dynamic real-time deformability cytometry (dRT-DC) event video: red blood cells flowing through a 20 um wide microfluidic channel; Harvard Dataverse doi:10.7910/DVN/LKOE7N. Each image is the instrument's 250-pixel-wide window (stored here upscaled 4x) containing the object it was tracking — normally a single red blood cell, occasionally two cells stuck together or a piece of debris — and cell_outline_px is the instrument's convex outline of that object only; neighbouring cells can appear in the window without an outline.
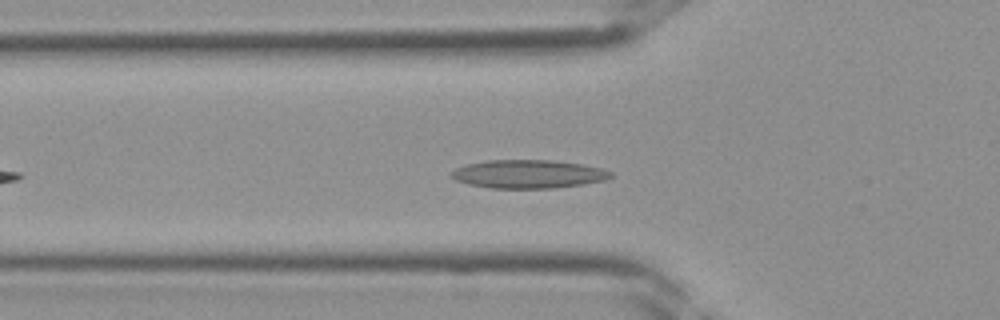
{"species": "Egyptian fruit bat (a non-hibernating species)", "species_latin": "Rousettus aegyptiacus", "temperature_condition": "room temperature", "stored_images_in_passage": 29, "camera_frame_rate_fps": 3000, "um_per_image_px": 0.085, "frame": {"image": 1, "passage_image": 6, "time_ms": 1.667, "image_size_px": [1000, 320], "cell_outline_px": [[612, 176], [604, 180], [584, 184], [552, 188], [492, 188], [468, 184], [456, 180], [448, 176], [456, 168], [468, 164], [488, 160], [552, 160], [580, 164], [600, 168], [612, 172]], "centroid_in_image_um": [44.88, 14.79], "position_along_channel_um": 80.9, "area_um2": 26.18}}
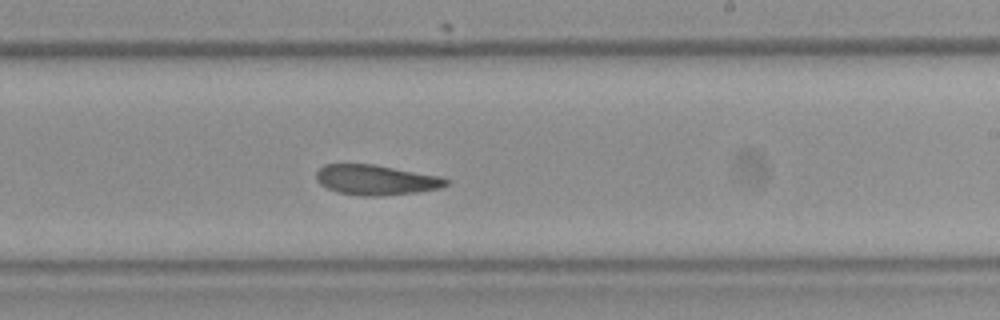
{"frame": {"image": 2, "passage_image": 16, "time_ms": 5.0, "image_size_px": [1000, 320], "cell_outline_px": [[448, 184], [440, 188], [416, 192], [376, 196], [364, 196], [336, 192], [320, 184], [316, 180], [316, 172], [324, 164], [376, 164], [440, 176], [448, 180]], "centroid_in_image_um": [31.94, 15.28], "position_along_channel_um": 257.1, "area_um2": 22.77}}
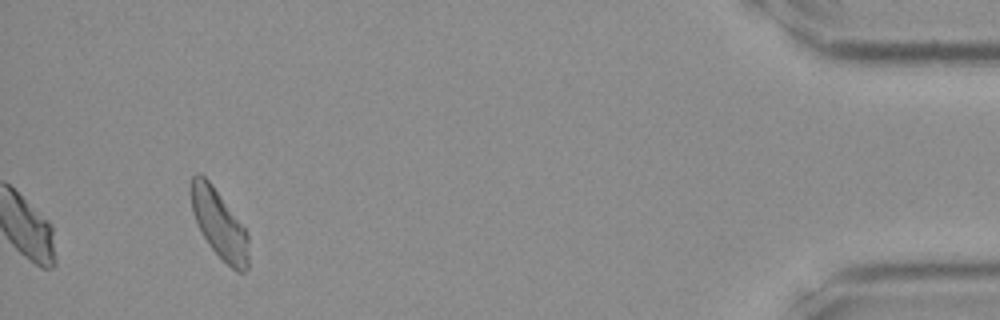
{"frame": {"image": 3, "passage_image": 29, "time_ms": 9.333, "image_size_px": [1000, 320], "cell_outline_px": [[248, 268], [244, 272], [236, 272], [208, 244], [200, 232], [192, 212], [188, 192], [192, 176], [196, 172], [200, 172], [212, 184], [244, 228], [248, 236]], "centroid_in_image_um": [18.57, 18.99], "position_along_channel_um": 416.6, "area_um2": 23.06}}